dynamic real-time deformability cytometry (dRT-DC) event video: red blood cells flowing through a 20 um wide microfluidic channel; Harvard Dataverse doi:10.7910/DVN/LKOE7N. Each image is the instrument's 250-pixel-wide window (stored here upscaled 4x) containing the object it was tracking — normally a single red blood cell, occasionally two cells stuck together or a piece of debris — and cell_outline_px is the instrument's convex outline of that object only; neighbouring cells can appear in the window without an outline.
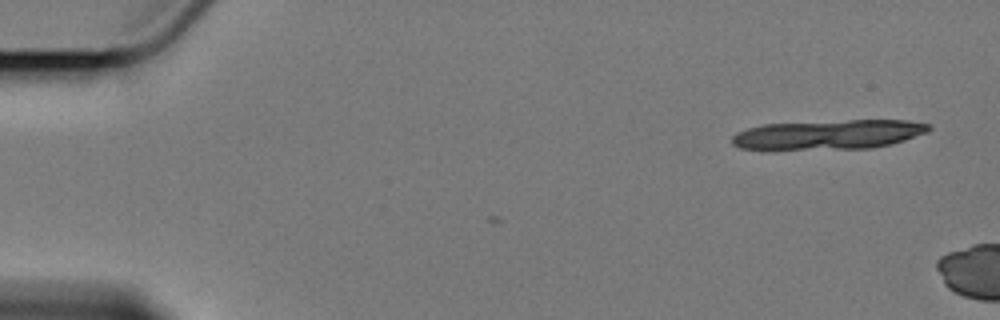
{"species": "Egyptian fruit bat (a non-hibernating species)", "species_latin": "Rousettus aegyptiacus", "temperature_condition": "cold", "stored_images_in_passage": 3, "camera_frame_rate_fps": 3000, "um_per_image_px": 0.085, "animal": {"sex": "female"}, "frame": {"image": 1, "passage_image": 1, "time_ms": 0.0, "image_size_px": [1000, 320], "cell_outline_px": [[932, 128], [928, 132], [892, 144], [872, 148], [772, 152], [764, 152], [740, 148], [732, 144], [732, 136], [736, 132], [748, 128], [764, 124], [848, 120], [908, 120], [932, 124]], "centroid_in_image_um": [70.34, 11.48], "position_along_channel_um": 14.7, "area_um2": 35.43}}